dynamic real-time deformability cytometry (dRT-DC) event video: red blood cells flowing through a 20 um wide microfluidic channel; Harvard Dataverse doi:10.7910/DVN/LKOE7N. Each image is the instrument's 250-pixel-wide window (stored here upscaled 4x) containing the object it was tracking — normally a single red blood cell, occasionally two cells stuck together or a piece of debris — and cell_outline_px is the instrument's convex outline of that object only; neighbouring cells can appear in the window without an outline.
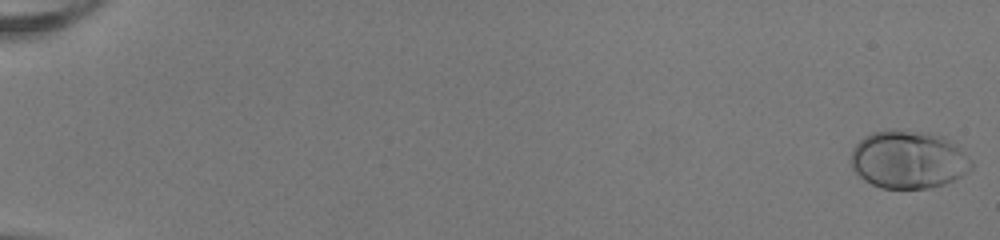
{"species": "human", "species_latin": "Homo sapiens", "temperature_condition": "room temperature", "stored_images_in_passage": 53, "camera_frame_rate_fps": 3000, "um_per_image_px": 0.085, "donor": {"sex": "female"}, "frame": {"image": 1, "passage_image": 1, "time_ms": 0.0, "image_size_px": [1000, 240], "cell_outline_px": [[972, 168], [960, 176], [944, 184], [928, 188], [880, 188], [864, 180], [852, 168], [852, 148], [864, 136], [872, 132], [924, 132], [944, 136], [964, 152], [972, 160]], "centroid_in_image_um": [77.22, 13.59], "position_along_channel_um": 7.8, "area_um2": 39.94}}
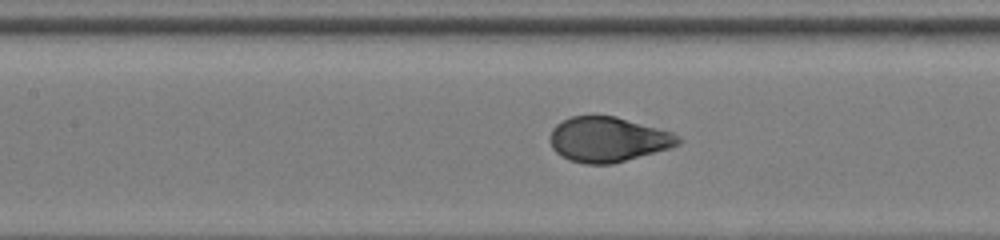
{"frame": {"image": 2, "passage_image": 27, "time_ms": 8.667, "image_size_px": [1000, 240], "cell_outline_px": [[684, 140], [680, 144], [668, 148], [612, 164], [584, 164], [568, 160], [556, 152], [552, 148], [548, 140], [548, 136], [552, 128], [556, 124], [572, 116], [616, 116], [672, 132], [680, 136]], "centroid_in_image_um": [51.65, 11.85], "position_along_channel_um": 155.7, "area_um2": 33.7}}
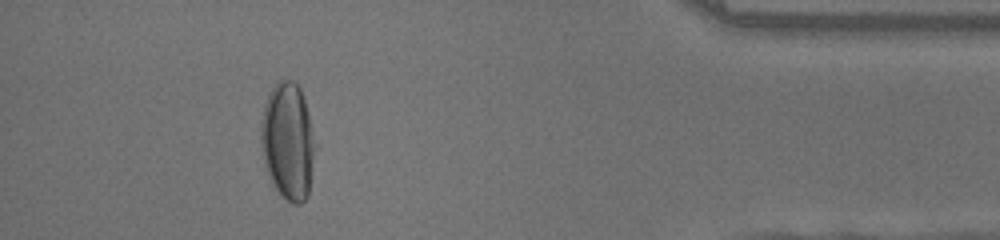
{"frame": {"image": 3, "passage_image": 49, "time_ms": 16.0, "image_size_px": [1000, 240], "cell_outline_px": [[316, 148], [308, 196], [300, 204], [292, 204], [280, 196], [272, 184], [264, 164], [260, 144], [260, 120], [264, 104], [272, 88], [280, 80], [292, 80], [300, 88], [308, 112], [316, 144]], "centroid_in_image_um": [24.46, 12.05], "position_along_channel_um": 410.7, "area_um2": 37.51}, "authors_computed_cell_mechanics": {"area_um2": 35.2002, "velocity_mm_per_s": 4.0165, "shape_relaxation_time_tau1_ms": 3.5733, "shape_relaxation_time_tau2_ms": null, "deformation_change_tau1": 0.1967, "deformation_change_tau2": null}}